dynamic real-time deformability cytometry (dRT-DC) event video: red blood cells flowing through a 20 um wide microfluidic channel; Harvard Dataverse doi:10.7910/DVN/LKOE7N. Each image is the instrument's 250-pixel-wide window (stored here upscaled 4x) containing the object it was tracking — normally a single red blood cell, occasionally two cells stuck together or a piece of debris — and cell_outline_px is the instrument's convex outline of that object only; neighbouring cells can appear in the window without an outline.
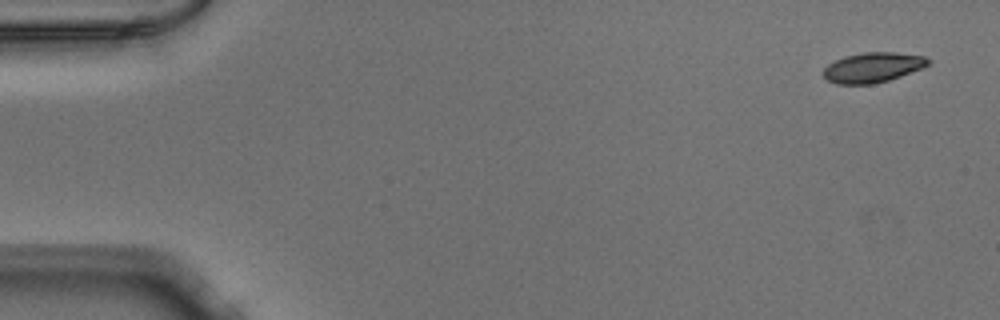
{"species": "Egyptian fruit bat (a non-hibernating species)", "species_latin": "Rousettus aegyptiacus", "temperature_condition": "warm", "stored_images_in_passage": 51, "camera_frame_rate_fps": 3000, "um_per_image_px": 0.085, "animal": {"sex": "male"}, "frame": {"image": 1, "passage_image": 1, "time_ms": 0.0, "image_size_px": [1000, 320], "cell_outline_px": [[932, 60], [924, 68], [888, 80], [872, 84], [836, 84], [828, 80], [824, 76], [824, 68], [828, 64], [844, 56], [864, 52], [896, 52], [924, 56]], "centroid_in_image_um": [74.21, 5.72], "position_along_channel_um": 10.8, "area_um2": 18.32}}
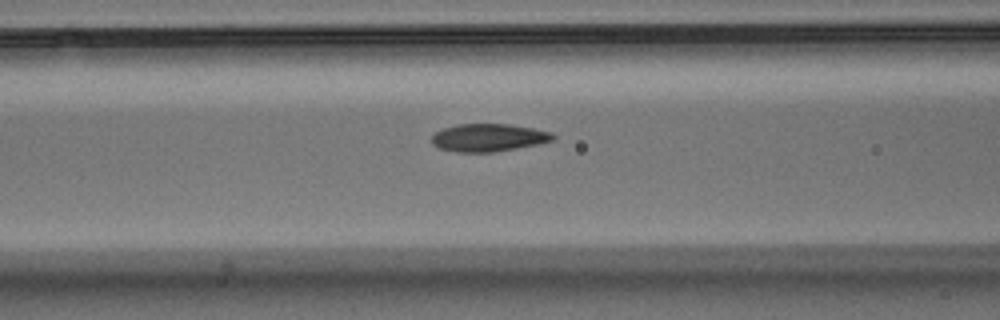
{"frame": {"image": 2, "passage_image": 20, "time_ms": 6.333, "image_size_px": [1000, 320], "cell_outline_px": [[556, 140], [540, 144], [492, 152], [456, 152], [440, 148], [432, 144], [432, 136], [436, 132], [444, 128], [456, 124], [508, 124], [532, 128], [552, 132], [556, 136]], "centroid_in_image_um": [41.56, 11.7], "position_along_channel_um": 125.0, "area_um2": 19.65}}
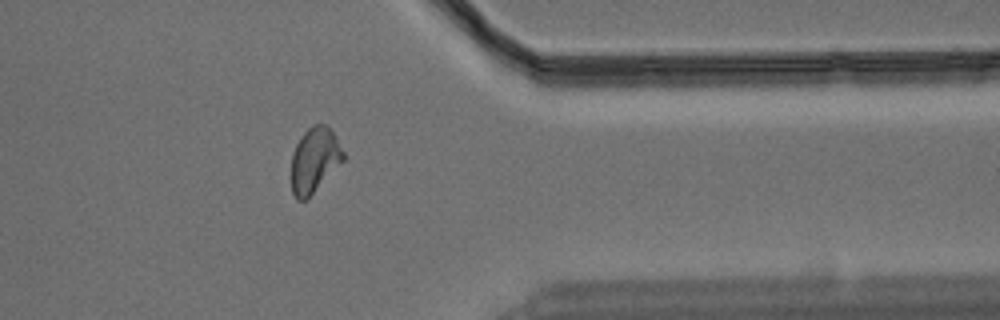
{"frame": {"image": 3, "passage_image": 41, "time_ms": 13.333, "image_size_px": [1000, 320], "cell_outline_px": [[344, 160], [304, 200], [296, 200], [292, 192], [292, 152], [300, 136], [312, 124], [328, 124], [344, 152]], "centroid_in_image_um": [26.72, 13.55], "position_along_channel_um": 384.7, "area_um2": 19.36}}